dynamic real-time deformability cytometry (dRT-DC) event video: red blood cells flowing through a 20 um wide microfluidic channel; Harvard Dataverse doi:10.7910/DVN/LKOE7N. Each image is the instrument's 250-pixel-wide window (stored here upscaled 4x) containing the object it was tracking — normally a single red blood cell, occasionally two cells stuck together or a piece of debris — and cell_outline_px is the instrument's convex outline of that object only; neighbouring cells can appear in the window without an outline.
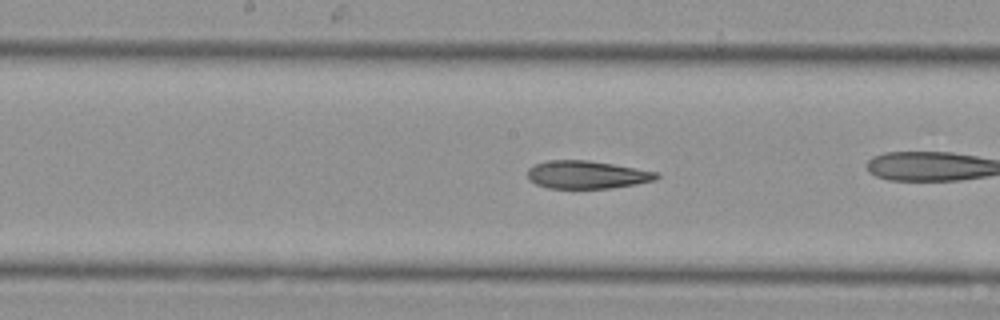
{"species": "Egyptian fruit bat (a non-hibernating species)", "species_latin": "Rousettus aegyptiacus", "temperature_condition": "cold", "stored_images_in_passage": 39, "camera_frame_rate_fps": 3000, "um_per_image_px": 0.085, "animal": {"sex": "female"}, "frame": {"image": 1, "passage_image": 23, "time_ms": 7.333, "image_size_px": [1000, 320], "cell_outline_px": [[660, 176], [656, 180], [636, 184], [612, 188], [548, 188], [536, 184], [528, 180], [528, 168], [536, 164], [548, 160], [588, 160], [612, 164], [656, 172]], "centroid_in_image_um": [49.86, 14.85], "position_along_channel_um": 198.3, "area_um2": 20.87}}